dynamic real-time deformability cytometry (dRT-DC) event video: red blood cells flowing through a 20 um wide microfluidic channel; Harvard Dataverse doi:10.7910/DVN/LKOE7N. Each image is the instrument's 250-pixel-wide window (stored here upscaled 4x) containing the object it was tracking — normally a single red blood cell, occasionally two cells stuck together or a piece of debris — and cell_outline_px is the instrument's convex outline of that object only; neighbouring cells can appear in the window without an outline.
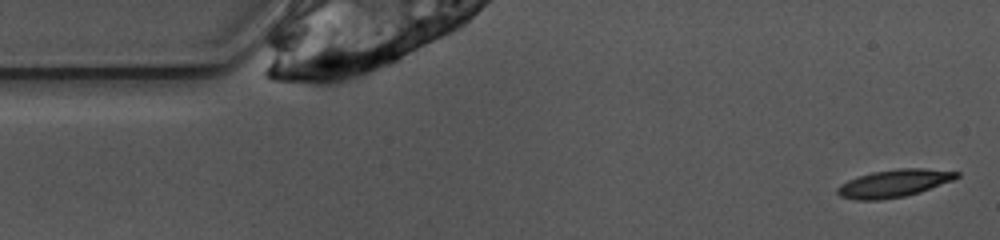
{"species": "common noctule bat (a hibernating species)", "species_latin": "Nyctalus noctula", "temperature_condition": "warm", "stored_images_in_passage": 5, "camera_frame_rate_fps": 3000, "um_per_image_px": 0.085, "animal": {"sex": "female", "body_mass_g": 10.0, "forearm_length_mm": 53.1}, "frame": {"image": 1, "passage_image": 1, "time_ms": 0.0, "image_size_px": [1000, 240], "cell_outline_px": [[960, 176], [952, 180], [920, 192], [904, 196], [880, 200], [856, 200], [840, 196], [836, 192], [836, 188], [840, 184], [848, 180], [872, 172], [896, 168], [924, 168], [960, 172]], "centroid_in_image_um": [75.97, 15.58], "position_along_channel_um": 9.0, "area_um2": 19.13}}